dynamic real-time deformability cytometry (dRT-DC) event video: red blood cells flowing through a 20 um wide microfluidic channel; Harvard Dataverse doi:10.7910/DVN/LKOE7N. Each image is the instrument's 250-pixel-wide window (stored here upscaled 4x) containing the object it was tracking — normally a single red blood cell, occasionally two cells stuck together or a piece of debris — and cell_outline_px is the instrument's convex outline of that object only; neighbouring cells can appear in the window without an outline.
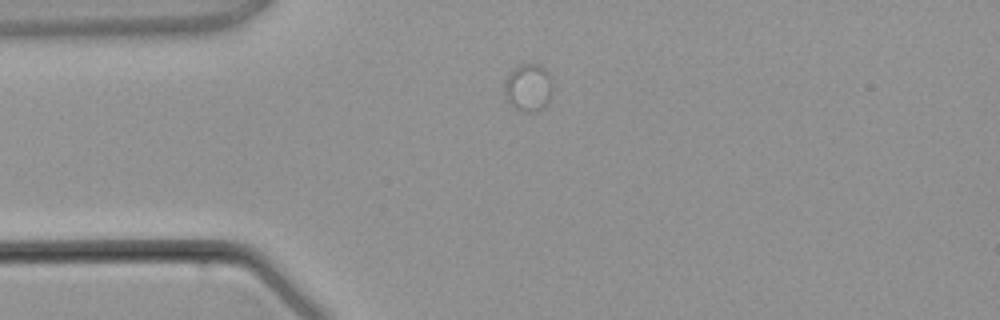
{"species": "common noctule bat (a hibernating species)", "species_latin": "Nyctalus noctula", "temperature_condition": "warm", "stored_images_in_passage": 4, "camera_frame_rate_fps": 3000, "um_per_image_px": 0.085, "animal": {"sex": "male", "body_mass_g": 21.5, "forearm_length_mm": 52.0}, "frame": {"image": 1, "passage_image": 4, "time_ms": 4.333, "image_size_px": [1000, 320], "cell_outline_px": [[552, 88], [548, 100], [540, 108], [532, 112], [528, 112], [516, 108], [508, 100], [504, 92], [504, 80], [520, 64], [540, 64], [548, 72], [552, 84]], "centroid_in_image_um": [44.9, 7.41], "position_along_channel_um": 40.1, "area_um2": 12.89}}